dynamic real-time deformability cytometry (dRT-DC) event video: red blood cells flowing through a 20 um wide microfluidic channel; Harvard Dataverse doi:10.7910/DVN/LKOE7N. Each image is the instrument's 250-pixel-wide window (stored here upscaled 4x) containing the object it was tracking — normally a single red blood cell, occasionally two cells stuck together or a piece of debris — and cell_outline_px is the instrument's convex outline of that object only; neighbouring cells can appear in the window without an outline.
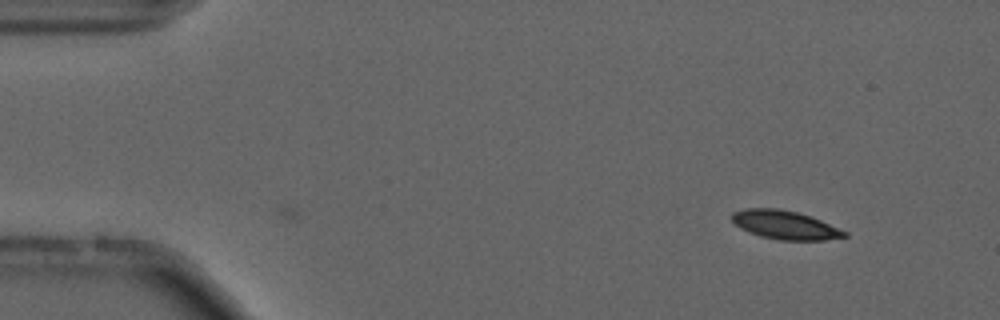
{"species": "common noctule bat (a hibernating species)", "species_latin": "Nyctalus noctula", "temperature_condition": "cold", "stored_images_in_passage": 6, "camera_frame_rate_fps": 3000, "um_per_image_px": 0.085, "animal": {"sex": "male", "forearm_length_mm": 52.5}, "frame": {"image": 1, "passage_image": 6, "time_ms": 1.667, "image_size_px": [1000, 320], "cell_outline_px": [[848, 236], [824, 240], [780, 240], [760, 236], [748, 232], [740, 228], [732, 220], [732, 212], [744, 208], [776, 208], [796, 212], [812, 216], [848, 232]], "centroid_in_image_um": [66.72, 19.12], "position_along_channel_um": 18.3, "area_um2": 18.84}}